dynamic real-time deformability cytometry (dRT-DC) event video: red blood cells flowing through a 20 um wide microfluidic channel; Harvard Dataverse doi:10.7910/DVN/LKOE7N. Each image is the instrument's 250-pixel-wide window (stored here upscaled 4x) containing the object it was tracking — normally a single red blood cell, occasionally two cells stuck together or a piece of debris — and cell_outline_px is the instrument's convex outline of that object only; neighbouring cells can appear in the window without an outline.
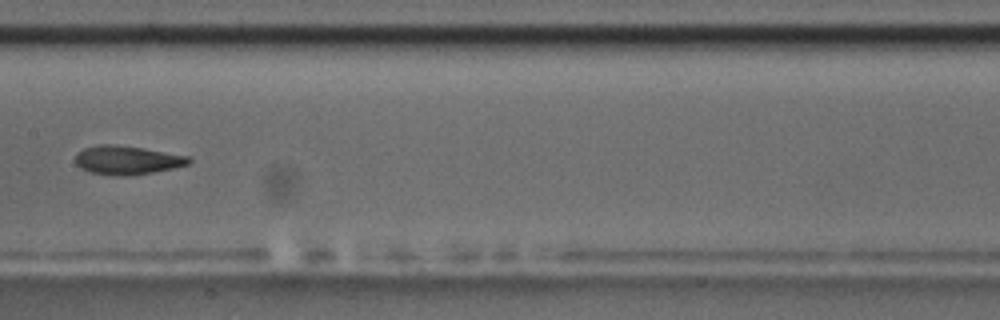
{"species": "common noctule bat (a hibernating species)", "species_latin": "Nyctalus noctula", "temperature_condition": "room temperature", "stored_images_in_passage": 17, "camera_frame_rate_fps": 3000, "um_per_image_px": 0.085, "animal": {"sex": "male", "body_mass_g": 17.5, "forearm_length_mm": 52.3}, "frame": {"image": 1, "passage_image": 8, "time_ms": 8.0, "image_size_px": [1000, 320], "cell_outline_px": [[192, 160], [188, 164], [172, 168], [152, 172], [128, 176], [116, 176], [88, 172], [80, 168], [76, 164], [76, 152], [84, 148], [100, 144], [112, 144], [144, 148], [188, 156]], "centroid_in_image_um": [10.76, 13.61], "position_along_channel_um": 196.6, "area_um2": 19.02}, "authors_computed_cell_mechanics": {"area_um2": 19.3052, "velocity_mm_per_s": 3.5399, "shape_relaxation_time_tau1_ms": 5.8456, "shape_relaxation_time_tau2_ms": 2.5044, "deformation_change_tau1": 0.1817, "deformation_change_tau2": 0.0883}}